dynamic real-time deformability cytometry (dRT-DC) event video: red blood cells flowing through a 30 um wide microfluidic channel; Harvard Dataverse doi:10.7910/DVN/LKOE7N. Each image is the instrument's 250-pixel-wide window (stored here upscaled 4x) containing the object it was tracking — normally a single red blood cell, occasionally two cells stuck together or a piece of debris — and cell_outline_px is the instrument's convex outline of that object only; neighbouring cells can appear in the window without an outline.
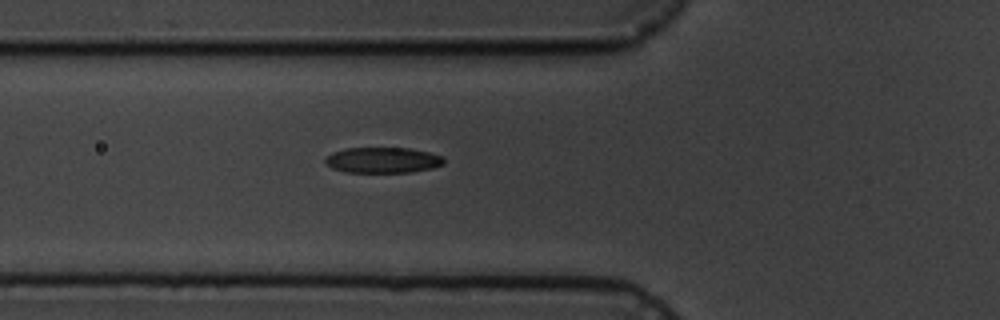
{"species": "common noctule bat (a hibernating species)", "species_latin": "Nyctalus noctula", "temperature_condition": "cold", "stored_images_in_passage": 6, "camera_frame_rate_fps": 3000, "um_per_image_px": 0.085, "animal": {"sex": "male", "body_mass_g": 19.5, "forearm_length_mm": 54.6}, "frame": {"image": 1, "passage_image": 6, "time_ms": 6.333, "image_size_px": [1000, 320], "cell_outline_px": [[444, 164], [432, 168], [412, 172], [348, 172], [332, 168], [324, 160], [332, 152], [344, 148], [408, 148], [428, 152], [444, 156]], "centroid_in_image_um": [32.56, 13.6], "position_along_channel_um": 93.2, "area_um2": 17.69}}